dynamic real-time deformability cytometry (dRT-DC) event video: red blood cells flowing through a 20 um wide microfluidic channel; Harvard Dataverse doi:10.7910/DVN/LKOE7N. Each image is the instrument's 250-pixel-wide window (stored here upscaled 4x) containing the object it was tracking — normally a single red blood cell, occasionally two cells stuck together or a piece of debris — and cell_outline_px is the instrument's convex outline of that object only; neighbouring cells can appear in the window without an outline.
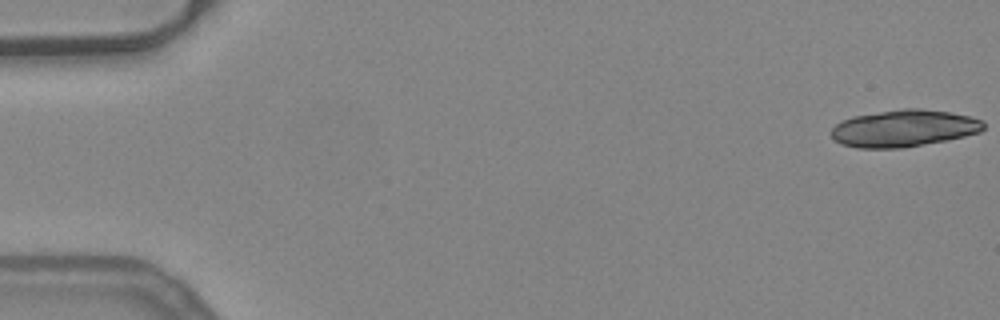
{"species": "common noctule bat (a hibernating species)", "species_latin": "Nyctalus noctula", "temperature_condition": "warm", "stored_images_in_passage": 20, "camera_frame_rate_fps": 3000, "um_per_image_px": 0.085, "animal": {"sex": "female", "body_mass_g": 24.6, "forearm_length_mm": 56.2}, "frame": {"image": 1, "passage_image": 1, "time_ms": 0.0, "image_size_px": [1000, 320], "cell_outline_px": [[984, 128], [980, 132], [948, 140], [904, 148], [856, 148], [840, 144], [832, 136], [832, 128], [836, 124], [852, 116], [900, 108], [920, 108], [952, 112], [972, 116], [984, 120]], "centroid_in_image_um": [76.86, 10.9], "position_along_channel_um": 8.1, "area_um2": 33.18}}